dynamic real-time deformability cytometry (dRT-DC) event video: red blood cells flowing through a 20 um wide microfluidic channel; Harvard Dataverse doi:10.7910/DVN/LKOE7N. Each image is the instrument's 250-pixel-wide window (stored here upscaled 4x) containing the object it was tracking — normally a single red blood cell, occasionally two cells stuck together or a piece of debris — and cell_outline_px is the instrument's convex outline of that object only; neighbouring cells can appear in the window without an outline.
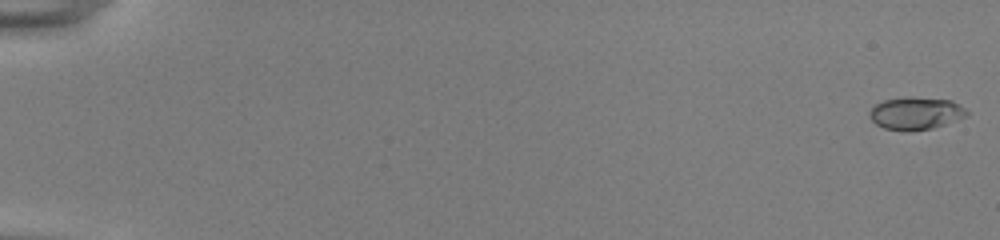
{"species": "common noctule bat (a hibernating species)", "species_latin": "Nyctalus noctula", "temperature_condition": "room temperature", "stored_images_in_passage": 51, "camera_frame_rate_fps": 3000, "um_per_image_px": 0.085, "animal": {"sex": "female", "body_mass_g": 22.0, "forearm_length_mm": 56.7}, "frame": {"image": 1, "passage_image": 1, "time_ms": 0.0, "image_size_px": [1000, 240], "cell_outline_px": [[968, 116], [932, 128], [908, 132], [884, 128], [876, 124], [872, 120], [872, 108], [876, 104], [884, 100], [908, 96], [912, 96], [952, 100], [964, 108], [968, 112]], "centroid_in_image_um": [77.87, 9.62], "position_along_channel_um": 7.1, "area_um2": 18.38}}
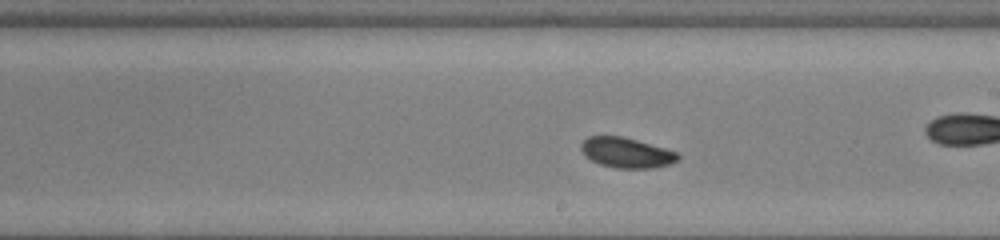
{"frame": {"image": 2, "passage_image": 31, "time_ms": 10.0, "image_size_px": [1000, 240], "cell_outline_px": [[680, 156], [676, 160], [668, 164], [652, 168], [616, 168], [600, 164], [584, 156], [580, 148], [580, 144], [588, 136], [620, 136], [636, 140], [664, 148], [676, 152]], "centroid_in_image_um": [53.19, 12.98], "position_along_channel_um": 235.8, "area_um2": 16.82}, "authors_computed_cell_mechanics": {"area_um2": 17.34, "velocity_mm_per_s": 3.8291, "shape_relaxation_time_tau1_ms": 2.5143, "shape_relaxation_time_tau2_ms": null, "deformation_change_tau1": 0.11, "deformation_change_tau2": null}}